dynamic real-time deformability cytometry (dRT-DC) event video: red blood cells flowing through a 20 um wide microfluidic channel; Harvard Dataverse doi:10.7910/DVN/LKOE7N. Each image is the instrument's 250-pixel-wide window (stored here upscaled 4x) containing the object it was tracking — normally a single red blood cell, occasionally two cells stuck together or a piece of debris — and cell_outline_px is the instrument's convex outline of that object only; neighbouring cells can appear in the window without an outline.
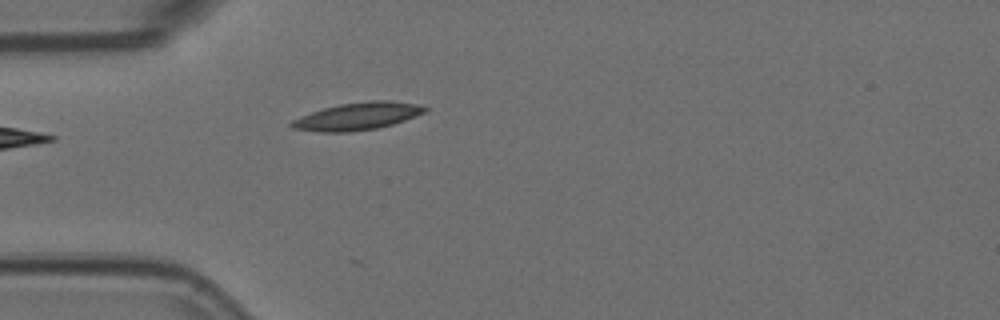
{"species": "Egyptian fruit bat (a non-hibernating species)", "species_latin": "Rousettus aegyptiacus", "temperature_condition": "room temperature", "stored_images_in_passage": 2, "camera_frame_rate_fps": 3000, "um_per_image_px": 0.085, "animal": {"sex": "female"}, "frame": {"image": 1, "passage_image": 2, "time_ms": 0.333, "image_size_px": [1000, 320], "cell_outline_px": [[428, 108], [424, 112], [404, 120], [392, 124], [376, 128], [348, 132], [320, 132], [292, 128], [288, 124], [292, 120], [300, 116], [324, 108], [340, 104], [368, 100], [388, 100], [416, 104]], "centroid_in_image_um": [30.34, 9.88], "position_along_channel_um": 54.7, "area_um2": 21.1}}